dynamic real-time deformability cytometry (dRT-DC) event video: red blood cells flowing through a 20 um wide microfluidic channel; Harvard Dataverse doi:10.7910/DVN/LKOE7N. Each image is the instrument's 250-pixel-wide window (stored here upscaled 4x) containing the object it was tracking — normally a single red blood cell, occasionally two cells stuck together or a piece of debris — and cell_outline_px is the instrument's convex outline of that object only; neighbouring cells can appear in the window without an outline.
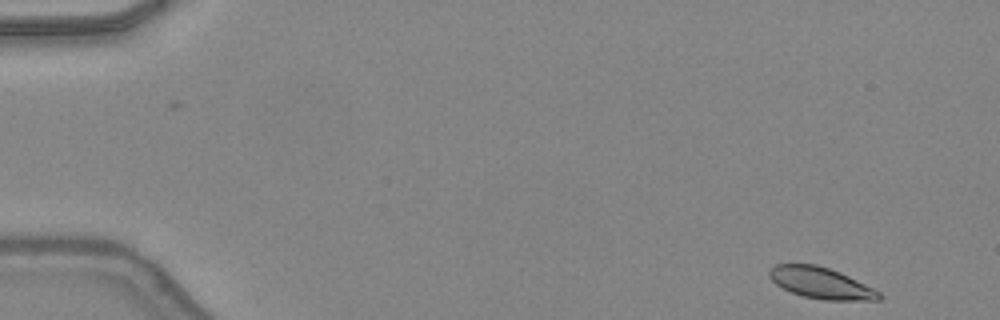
{"species": "common noctule bat (a hibernating species)", "species_latin": "Nyctalus noctula", "temperature_condition": "warm", "stored_images_in_passage": 14, "camera_frame_rate_fps": 3000, "um_per_image_px": 0.085, "animal": {"sex": "female", "body_mass_g": 24.6, "forearm_length_mm": 56.2}, "frame": {"image": 1, "passage_image": 1, "time_ms": 0.0, "image_size_px": [1000, 320], "cell_outline_px": [[884, 296], [880, 300], [824, 300], [804, 296], [792, 292], [776, 284], [768, 276], [768, 272], [776, 264], [816, 264], [840, 272], [880, 292]], "centroid_in_image_um": [69.79, 24.06], "position_along_channel_um": 15.2, "area_um2": 19.77}}